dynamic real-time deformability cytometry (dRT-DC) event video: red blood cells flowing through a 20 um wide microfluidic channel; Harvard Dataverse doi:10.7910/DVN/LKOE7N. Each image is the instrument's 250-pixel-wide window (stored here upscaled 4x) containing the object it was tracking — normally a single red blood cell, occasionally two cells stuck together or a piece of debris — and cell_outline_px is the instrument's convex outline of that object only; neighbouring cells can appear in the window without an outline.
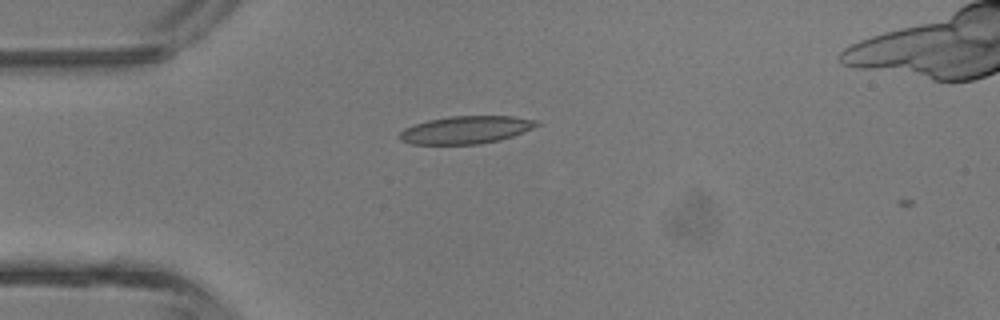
{"species": "common noctule bat (a hibernating species)", "species_latin": "Nyctalus noctula", "temperature_condition": "room temperature", "stored_images_in_passage": 2, "camera_frame_rate_fps": 3000, "um_per_image_px": 0.085, "animal": {"sex": "male", "body_mass_g": 13.3}, "frame": {"image": 1, "passage_image": 1, "time_ms": 0.0, "image_size_px": [1000, 320], "cell_outline_px": [[540, 124], [532, 128], [512, 136], [500, 140], [480, 144], [412, 144], [400, 140], [396, 136], [404, 128], [428, 120], [452, 116], [512, 116], [540, 120]], "centroid_in_image_um": [39.6, 11.04], "position_along_channel_um": 45.4, "area_um2": 22.14}}